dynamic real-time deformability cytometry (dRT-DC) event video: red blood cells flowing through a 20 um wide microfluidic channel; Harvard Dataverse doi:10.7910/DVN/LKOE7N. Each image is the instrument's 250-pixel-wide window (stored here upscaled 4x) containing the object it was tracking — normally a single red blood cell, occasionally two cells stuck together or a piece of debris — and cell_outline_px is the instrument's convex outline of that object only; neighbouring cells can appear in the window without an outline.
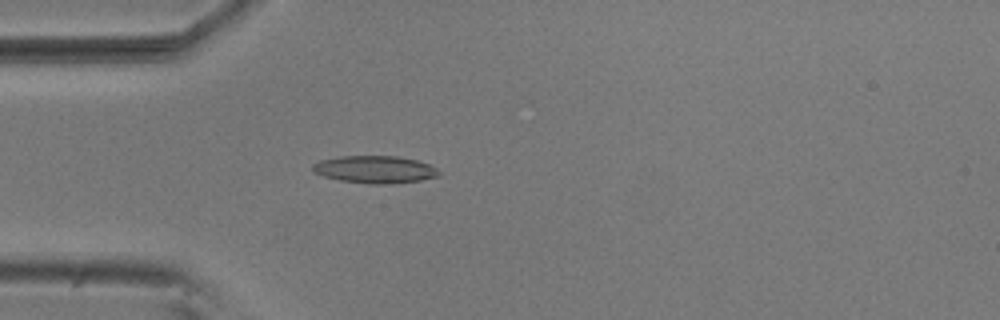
{"species": "common noctule bat (a hibernating species)", "species_latin": "Nyctalus noctula", "temperature_condition": "room temperature", "stored_images_in_passage": 5, "camera_frame_rate_fps": 3000, "um_per_image_px": 0.085, "animal": {"sex": "male", "body_mass_g": 20.5, "forearm_length_mm": 52.5}, "frame": {"image": 1, "passage_image": 5, "time_ms": 1.333, "image_size_px": [1000, 320], "cell_outline_px": [[440, 176], [420, 180], [396, 184], [368, 184], [340, 180], [324, 176], [312, 172], [312, 164], [320, 160], [340, 156], [396, 156], [416, 160], [428, 164], [436, 168], [440, 172]], "centroid_in_image_um": [31.86, 14.41], "position_along_channel_um": 53.1, "area_um2": 20.29}}